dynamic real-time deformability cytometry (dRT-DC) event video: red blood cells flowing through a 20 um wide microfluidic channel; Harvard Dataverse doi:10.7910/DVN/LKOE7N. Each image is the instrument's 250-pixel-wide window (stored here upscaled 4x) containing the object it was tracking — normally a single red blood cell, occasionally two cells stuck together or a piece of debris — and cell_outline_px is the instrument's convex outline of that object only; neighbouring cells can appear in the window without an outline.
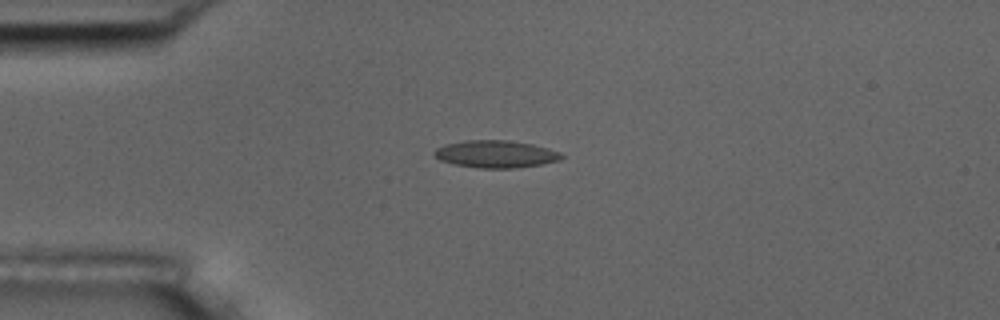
{"species": "common noctule bat (a hibernating species)", "species_latin": "Nyctalus noctula", "temperature_condition": "room temperature", "stored_images_in_passage": 3, "camera_frame_rate_fps": 3000, "um_per_image_px": 0.085, "animal": {"sex": "male", "body_mass_g": 17.5, "forearm_length_mm": 52.3}, "frame": {"image": 1, "passage_image": 1, "time_ms": 0.0, "image_size_px": [1000, 320], "cell_outline_px": [[564, 156], [560, 160], [540, 164], [516, 168], [480, 168], [456, 164], [440, 160], [432, 152], [436, 148], [444, 144], [464, 140], [508, 140], [532, 144], [548, 148], [560, 152]], "centroid_in_image_um": [42.13, 13.08], "position_along_channel_um": 42.9, "area_um2": 20.23}}